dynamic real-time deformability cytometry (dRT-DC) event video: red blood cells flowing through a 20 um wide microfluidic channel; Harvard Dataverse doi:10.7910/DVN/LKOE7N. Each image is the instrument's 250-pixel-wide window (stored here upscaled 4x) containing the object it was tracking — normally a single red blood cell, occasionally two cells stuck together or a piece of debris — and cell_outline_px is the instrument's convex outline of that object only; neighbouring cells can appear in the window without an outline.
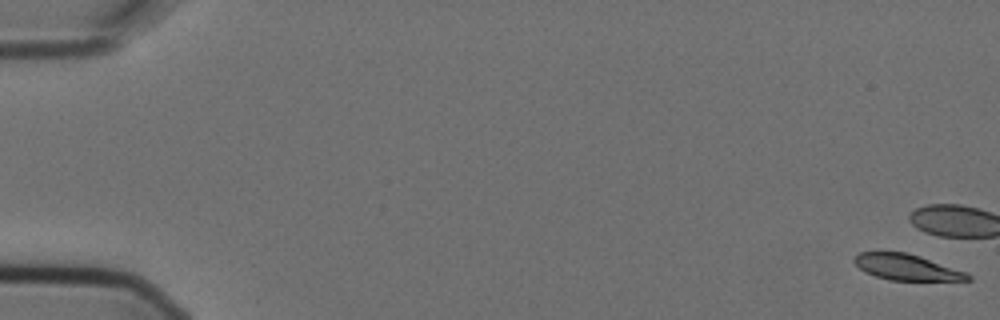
{"species": "Egyptian fruit bat (a non-hibernating species)", "species_latin": "Rousettus aegyptiacus", "temperature_condition": "cold", "stored_images_in_passage": 6, "camera_frame_rate_fps": 3000, "um_per_image_px": 0.085, "animal": {"sex": "female"}, "frame": {"image": 1, "passage_image": 1, "time_ms": 0.0, "image_size_px": [1000, 320], "cell_outline_px": [[972, 280], [888, 280], [864, 272], [852, 260], [860, 252], [908, 252], [968, 272], [972, 276]], "centroid_in_image_um": [77.1, 22.71], "position_along_channel_um": 7.9, "area_um2": 17.17}}